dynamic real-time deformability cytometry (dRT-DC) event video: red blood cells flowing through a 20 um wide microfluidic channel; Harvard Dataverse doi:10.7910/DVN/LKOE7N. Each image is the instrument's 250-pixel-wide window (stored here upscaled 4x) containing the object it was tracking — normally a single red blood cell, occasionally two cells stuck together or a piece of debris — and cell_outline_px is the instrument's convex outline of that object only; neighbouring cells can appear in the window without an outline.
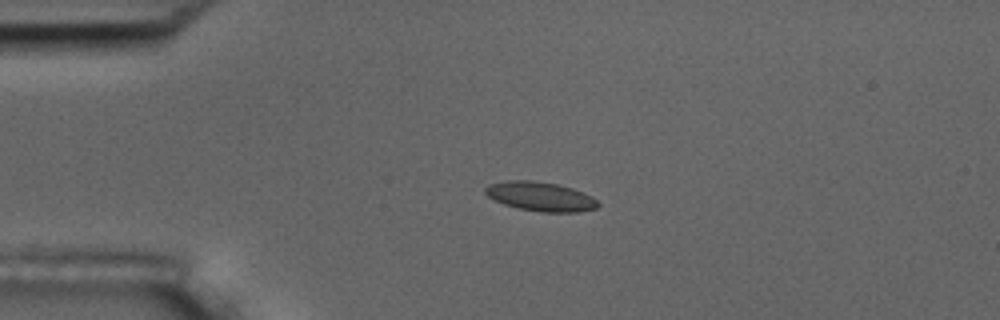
{"species": "common noctule bat (a hibernating species)", "species_latin": "Nyctalus noctula", "temperature_condition": "room temperature", "stored_images_in_passage": 3, "camera_frame_rate_fps": 3000, "um_per_image_px": 0.085, "animal": {"sex": "male", "body_mass_g": 17.5, "forearm_length_mm": 52.3}, "frame": {"image": 1, "passage_image": 1, "time_ms": 0.0, "image_size_px": [1000, 320], "cell_outline_px": [[600, 204], [596, 208], [576, 212], [540, 212], [520, 208], [504, 204], [488, 196], [484, 192], [484, 188], [488, 184], [508, 180], [532, 180], [556, 184], [572, 188], [592, 196]], "centroid_in_image_um": [45.93, 16.69], "position_along_channel_um": 39.1, "area_um2": 19.07}}